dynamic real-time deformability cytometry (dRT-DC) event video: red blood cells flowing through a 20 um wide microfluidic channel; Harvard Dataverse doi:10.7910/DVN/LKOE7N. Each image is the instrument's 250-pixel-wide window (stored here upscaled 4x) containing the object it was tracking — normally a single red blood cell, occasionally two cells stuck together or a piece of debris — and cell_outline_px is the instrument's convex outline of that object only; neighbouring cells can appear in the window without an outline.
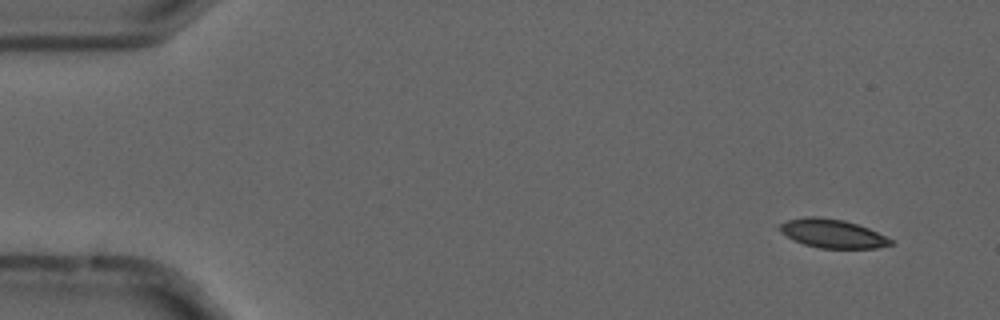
{"species": "common noctule bat (a hibernating species)", "species_latin": "Nyctalus noctula", "temperature_condition": "cold", "stored_images_in_passage": 5, "camera_frame_rate_fps": 3000, "um_per_image_px": 0.085, "animal": {"sex": "male", "forearm_length_mm": 52.5}, "frame": {"image": 1, "passage_image": 1, "time_ms": 0.0, "image_size_px": [1000, 320], "cell_outline_px": [[896, 244], [876, 248], [820, 248], [804, 244], [780, 232], [780, 224], [788, 220], [808, 216], [820, 216], [844, 220], [868, 228], [892, 240]], "centroid_in_image_um": [70.78, 19.85], "position_along_channel_um": 14.2, "area_um2": 18.32}}